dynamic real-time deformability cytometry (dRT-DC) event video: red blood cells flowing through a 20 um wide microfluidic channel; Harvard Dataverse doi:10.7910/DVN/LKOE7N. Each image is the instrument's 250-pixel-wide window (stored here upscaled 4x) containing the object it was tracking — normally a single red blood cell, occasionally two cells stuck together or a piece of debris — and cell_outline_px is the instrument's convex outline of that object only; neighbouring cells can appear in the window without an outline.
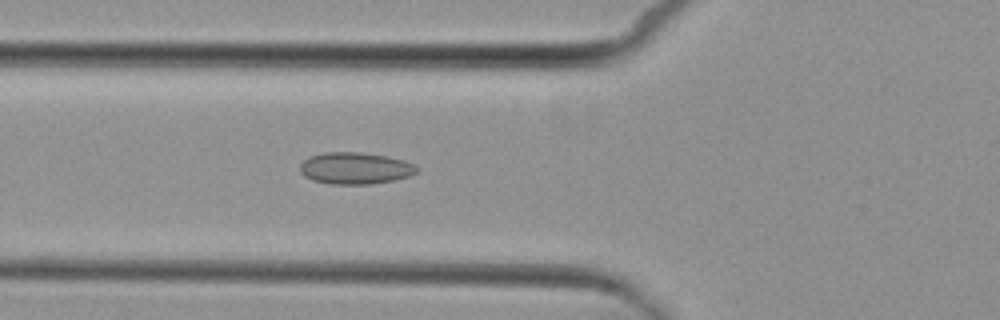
{"species": "common noctule bat (a hibernating species)", "species_latin": "Nyctalus noctula", "temperature_condition": "cold", "stored_images_in_passage": 5, "camera_frame_rate_fps": 3000, "um_per_image_px": 0.085, "animal": {"sex": "female", "body_mass_g": 29.2, "forearm_length_mm": 56.3}, "frame": {"image": 1, "passage_image": 5, "time_ms": 4.667, "image_size_px": [1000, 320], "cell_outline_px": [[420, 168], [412, 176], [372, 184], [328, 184], [312, 180], [304, 176], [300, 172], [300, 164], [308, 156], [324, 152], [360, 152], [388, 156], [404, 160]], "centroid_in_image_um": [30.18, 14.3], "position_along_channel_um": 95.6, "area_um2": 21.85}}